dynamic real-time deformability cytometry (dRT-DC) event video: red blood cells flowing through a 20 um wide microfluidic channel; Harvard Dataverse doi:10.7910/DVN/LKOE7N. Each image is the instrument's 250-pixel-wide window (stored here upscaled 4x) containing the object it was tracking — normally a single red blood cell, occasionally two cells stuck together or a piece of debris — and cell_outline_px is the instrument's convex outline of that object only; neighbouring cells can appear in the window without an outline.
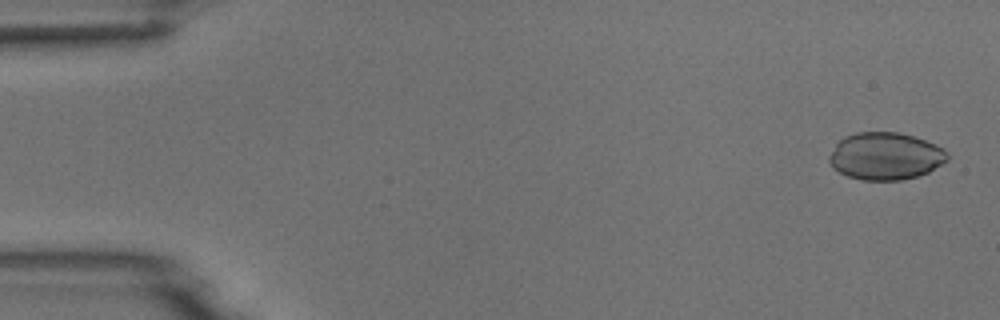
{"species": "common noctule bat (a hibernating species)", "species_latin": "Nyctalus noctula", "temperature_condition": "room temperature", "stored_images_in_passage": 8, "camera_frame_rate_fps": 3000, "um_per_image_px": 0.085, "animal": {"sex": "male", "body_mass_g": 18.8}, "frame": {"image": 1, "passage_image": 1, "time_ms": 0.0, "image_size_px": [1000, 320], "cell_outline_px": [[948, 160], [928, 172], [916, 176], [900, 180], [860, 180], [848, 176], [832, 168], [828, 160], [828, 156], [836, 144], [844, 136], [856, 132], [900, 132], [936, 144], [944, 148], [948, 152]], "centroid_in_image_um": [75.25, 13.27], "position_along_channel_um": 9.8, "area_um2": 32.71}}
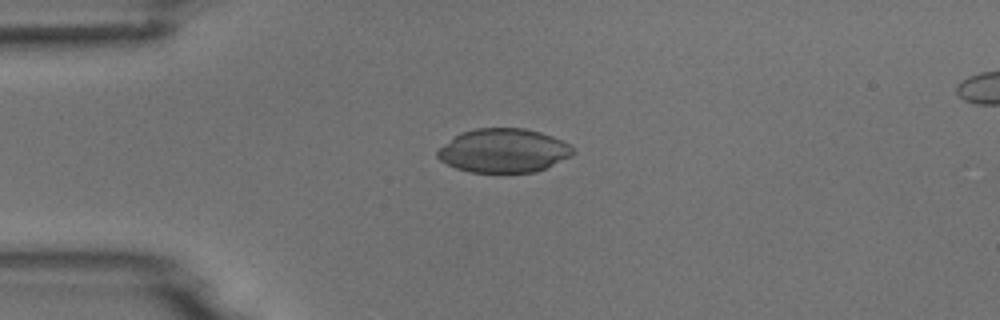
{"frame": {"image": 2, "passage_image": 4, "time_ms": 3.667, "image_size_px": [1000, 320], "cell_outline_px": [[576, 152], [572, 156], [536, 172], [472, 172], [456, 168], [440, 160], [436, 156], [436, 152], [440, 148], [460, 132], [476, 128], [524, 128], [540, 132], [552, 136], [576, 148]], "centroid_in_image_um": [42.83, 12.8], "position_along_channel_um": 42.2, "area_um2": 34.56}}